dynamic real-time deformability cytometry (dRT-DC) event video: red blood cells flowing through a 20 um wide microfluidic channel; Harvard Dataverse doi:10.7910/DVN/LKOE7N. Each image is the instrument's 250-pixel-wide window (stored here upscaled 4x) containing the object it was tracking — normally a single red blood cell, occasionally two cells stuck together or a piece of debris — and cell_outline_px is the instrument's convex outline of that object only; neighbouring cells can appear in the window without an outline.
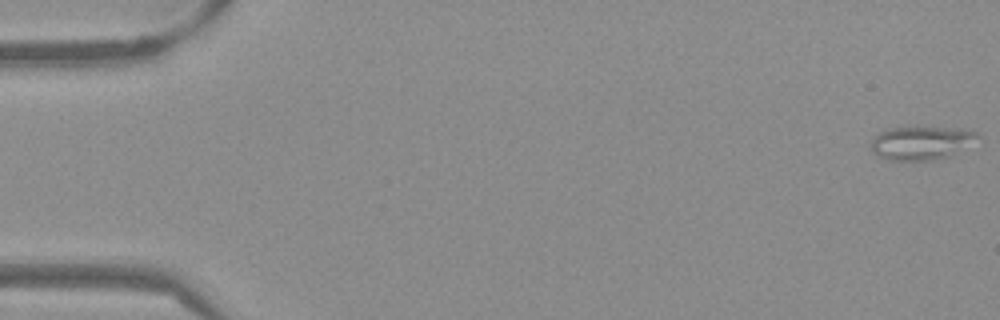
{"species": "Egyptian fruit bat (a non-hibernating species)", "species_latin": "Rousettus aegyptiacus", "temperature_condition": "warm", "stored_images_in_passage": 53, "camera_frame_rate_fps": 3000, "um_per_image_px": 0.085, "frame": {"image": 1, "passage_image": 1, "time_ms": 0.0, "image_size_px": [1000, 320], "cell_outline_px": [[980, 136], [948, 156], [932, 160], [888, 160], [872, 152], [872, 140], [880, 132], [888, 128], [960, 128], [976, 132]], "centroid_in_image_um": [78.25, 12.15], "position_along_channel_um": 6.7, "area_um2": 20.06}}
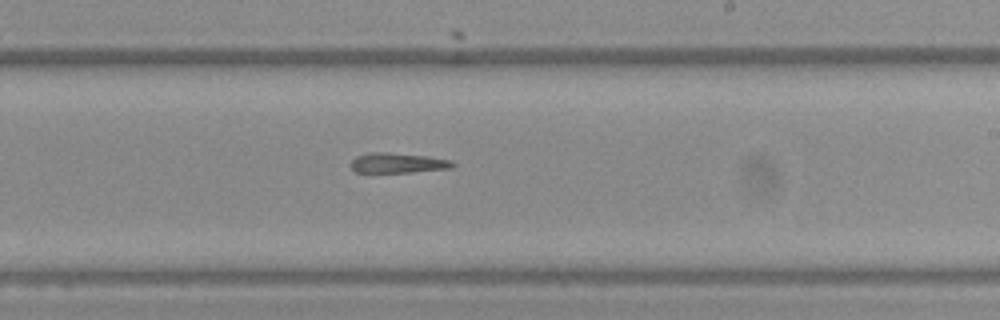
{"frame": {"image": 2, "passage_image": 32, "time_ms": 10.333, "image_size_px": [1000, 320], "cell_outline_px": [[456, 164], [452, 168], [412, 172], [356, 172], [348, 164], [356, 156], [368, 152], [388, 152], [428, 156], [452, 160]], "centroid_in_image_um": [33.81, 13.84], "position_along_channel_um": 255.2, "area_um2": 12.08}}
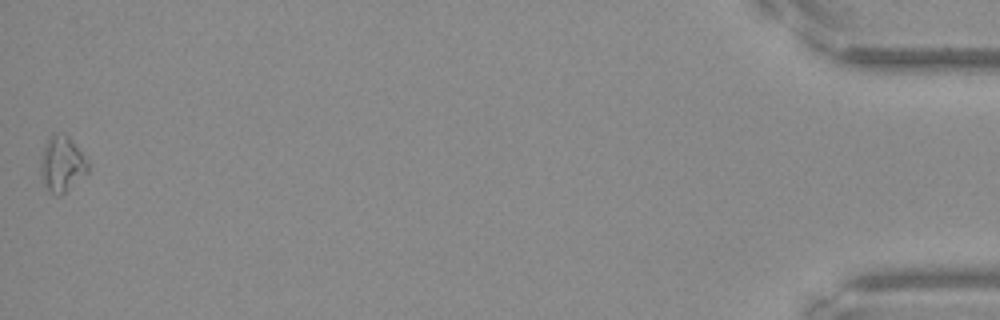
{"frame": {"image": 3, "passage_image": 53, "time_ms": 17.333, "image_size_px": [1000, 320], "cell_outline_px": [[88, 172], [60, 196], [56, 196], [44, 184], [40, 172], [40, 160], [48, 136], [52, 132], [64, 132], [68, 136], [88, 160]], "centroid_in_image_um": [5.25, 13.89], "position_along_channel_um": 429.9, "area_um2": 15.37}, "authors_computed_cell_mechanics": {"area_um2": 13.583, "velocity_mm_per_s": 3.8703, "shape_relaxation_time_tau1_ms": null, "shape_relaxation_time_tau2_ms": 9.6931, "deformation_change_tau1": null, "deformation_change_tau2": 0.219}}